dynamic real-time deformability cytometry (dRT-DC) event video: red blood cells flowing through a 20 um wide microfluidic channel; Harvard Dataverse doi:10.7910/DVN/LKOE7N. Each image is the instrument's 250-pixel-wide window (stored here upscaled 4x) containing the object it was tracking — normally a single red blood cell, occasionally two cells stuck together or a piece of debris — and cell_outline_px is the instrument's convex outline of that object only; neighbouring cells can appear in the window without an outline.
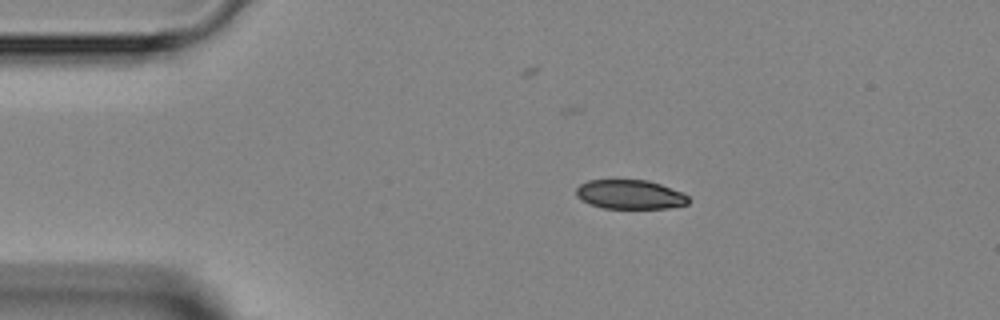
{"species": "Egyptian fruit bat (a non-hibernating species)", "species_latin": "Rousettus aegyptiacus", "temperature_condition": "room temperature", "stored_images_in_passage": 2, "camera_frame_rate_fps": 3000, "um_per_image_px": 0.085, "animal": {"sex": "female"}, "frame": {"image": 1, "passage_image": 1, "time_ms": 0.0, "image_size_px": [1000, 320], "cell_outline_px": [[692, 200], [688, 204], [668, 208], [604, 208], [588, 204], [576, 196], [576, 188], [580, 184], [588, 180], [648, 180], [660, 184], [680, 192], [688, 196]], "centroid_in_image_um": [53.54, 16.53], "position_along_channel_um": 31.5, "area_um2": 19.13}}